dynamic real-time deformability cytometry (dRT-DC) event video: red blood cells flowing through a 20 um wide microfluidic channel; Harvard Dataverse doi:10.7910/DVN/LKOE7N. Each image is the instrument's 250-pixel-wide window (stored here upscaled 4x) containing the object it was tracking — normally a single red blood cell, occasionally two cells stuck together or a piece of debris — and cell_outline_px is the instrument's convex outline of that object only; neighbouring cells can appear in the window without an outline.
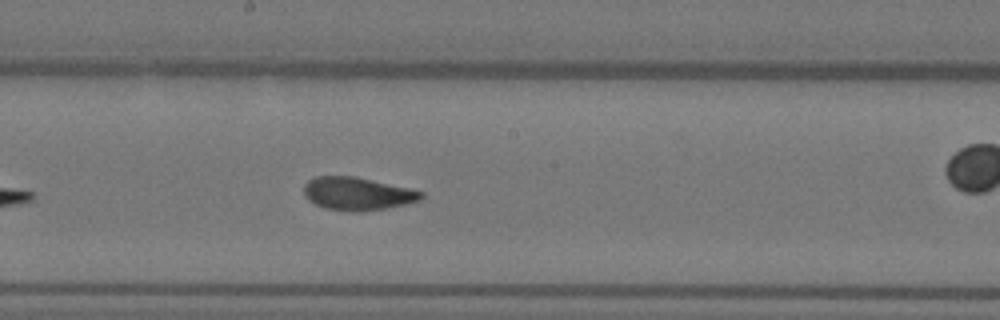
{"species": "Egyptian fruit bat (a non-hibernating species)", "species_latin": "Rousettus aegyptiacus", "temperature_condition": "warm", "stored_images_in_passage": 38, "camera_frame_rate_fps": 3000, "um_per_image_px": 0.085, "animal": {"sex": "female"}, "frame": {"image": 1, "passage_image": 17, "time_ms": 5.333, "image_size_px": [1000, 320], "cell_outline_px": [[424, 196], [420, 200], [404, 204], [384, 208], [360, 212], [352, 212], [324, 208], [316, 204], [304, 196], [304, 184], [308, 180], [316, 176], [352, 176], [408, 188], [424, 192]], "centroid_in_image_um": [30.35, 16.47], "position_along_channel_um": 217.9, "area_um2": 22.31}}
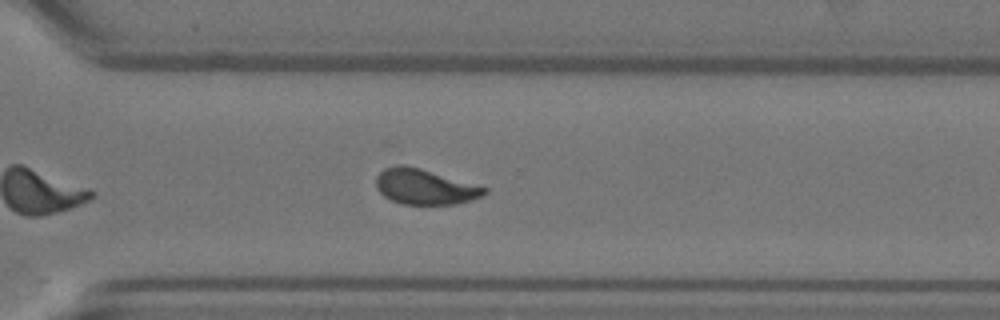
{"frame": {"image": 2, "passage_image": 27, "time_ms": 8.667, "image_size_px": [1000, 320], "cell_outline_px": [[488, 192], [484, 196], [472, 200], [456, 204], [400, 204], [384, 196], [376, 188], [376, 176], [384, 168], [400, 164], [404, 164], [420, 168], [488, 188]], "centroid_in_image_um": [36.11, 15.88], "position_along_channel_um": 334.5, "area_um2": 22.37}, "authors_computed_cell_mechanics": {"area_um2": 22.5709, "velocity_mm_per_s": 3.5141, "shape_relaxation_time_tau1_ms": 6.526, "shape_relaxation_time_tau2_ms": 1.4497, "deformation_change_tau1": 0.1904, "deformation_change_tau2": 0.0783}}